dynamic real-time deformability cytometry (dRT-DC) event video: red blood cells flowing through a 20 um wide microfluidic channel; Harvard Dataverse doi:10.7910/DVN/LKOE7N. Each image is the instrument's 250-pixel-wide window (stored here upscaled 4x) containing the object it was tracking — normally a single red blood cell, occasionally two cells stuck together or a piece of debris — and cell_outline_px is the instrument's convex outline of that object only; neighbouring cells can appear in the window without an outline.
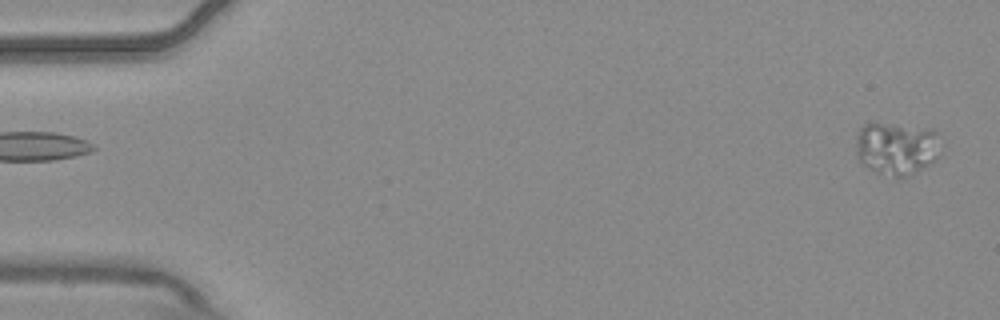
{"species": "common noctule bat (a hibernating species)", "species_latin": "Nyctalus noctula", "temperature_condition": "warm", "stored_images_in_passage": 6, "camera_frame_rate_fps": 3000, "um_per_image_px": 0.085, "animal": {"sex": "male", "body_mass_g": 20.4}, "frame": {"image": 1, "passage_image": 6, "time_ms": 1.667, "image_size_px": [1000, 320], "cell_outline_px": [[940, 156], [936, 160], [908, 176], [900, 180], [896, 180], [864, 164], [856, 156], [856, 132], [864, 124], [872, 120], [932, 128], [940, 132]], "centroid_in_image_um": [76.24, 12.55], "position_along_channel_um": 8.8, "area_um2": 27.34}}